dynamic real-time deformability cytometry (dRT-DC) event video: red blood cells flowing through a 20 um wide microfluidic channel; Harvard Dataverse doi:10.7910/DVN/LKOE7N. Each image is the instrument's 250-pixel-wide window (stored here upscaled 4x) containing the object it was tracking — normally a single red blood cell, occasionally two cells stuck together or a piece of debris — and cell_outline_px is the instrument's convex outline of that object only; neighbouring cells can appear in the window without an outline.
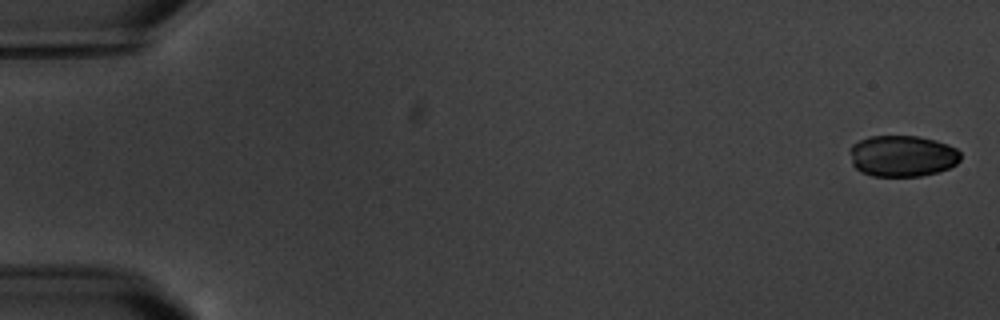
{"species": "common noctule bat (a hibernating species)", "species_latin": "Nyctalus noctula", "temperature_condition": "warm", "stored_images_in_passage": 13, "camera_frame_rate_fps": 3000, "um_per_image_px": 0.085, "animal": {"sex": "male", "body_mass_g": 20.1, "forearm_length_mm": 53.5}, "frame": {"image": 1, "passage_image": 1, "time_ms": 0.0, "image_size_px": [1000, 320], "cell_outline_px": [[960, 160], [956, 164], [940, 172], [920, 176], [872, 176], [860, 172], [852, 164], [852, 144], [868, 136], [920, 136], [936, 140], [948, 144], [956, 148], [960, 152]], "centroid_in_image_um": [76.73, 13.26], "position_along_channel_um": 8.3, "area_um2": 26.76}}
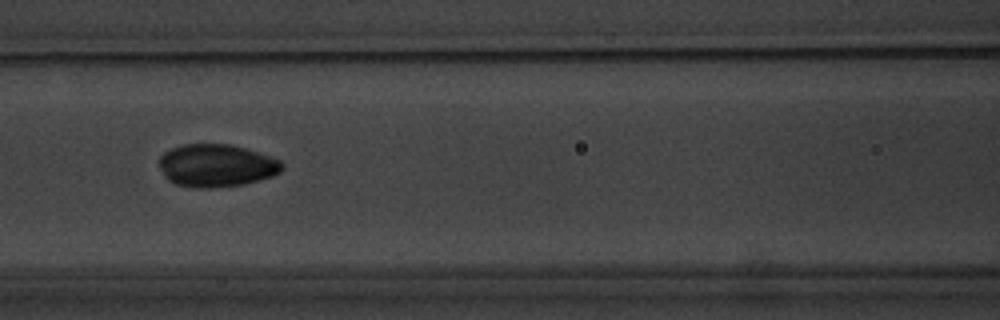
{"frame": {"image": 2, "passage_image": 8, "time_ms": 8.333, "image_size_px": [1000, 320], "cell_outline_px": [[284, 168], [280, 172], [272, 176], [244, 184], [212, 188], [196, 188], [176, 184], [168, 180], [160, 168], [160, 156], [164, 152], [172, 148], [184, 144], [232, 144], [280, 160], [284, 164]], "centroid_in_image_um": [18.4, 14.07], "position_along_channel_um": 148.2, "area_um2": 30.46}}
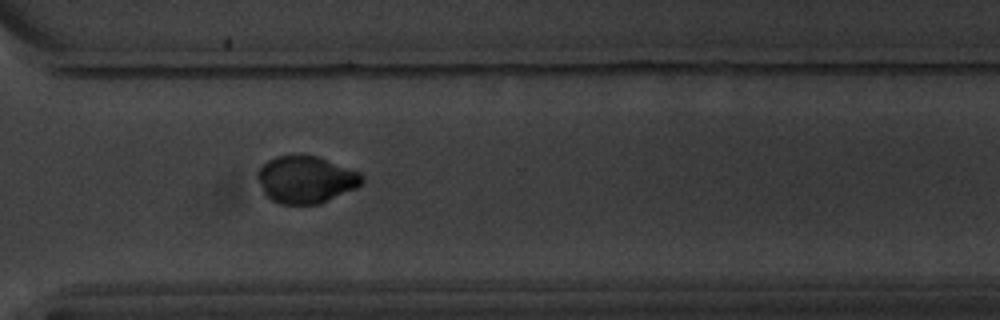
{"frame": {"image": 3, "passage_image": 13, "time_ms": 14.0, "image_size_px": [1000, 320], "cell_outline_px": [[364, 180], [356, 188], [320, 204], [280, 204], [272, 200], [264, 192], [256, 172], [268, 160], [276, 156], [316, 156], [360, 172], [364, 176]], "centroid_in_image_um": [26.02, 15.28], "position_along_channel_um": 344.6, "area_um2": 28.32}}